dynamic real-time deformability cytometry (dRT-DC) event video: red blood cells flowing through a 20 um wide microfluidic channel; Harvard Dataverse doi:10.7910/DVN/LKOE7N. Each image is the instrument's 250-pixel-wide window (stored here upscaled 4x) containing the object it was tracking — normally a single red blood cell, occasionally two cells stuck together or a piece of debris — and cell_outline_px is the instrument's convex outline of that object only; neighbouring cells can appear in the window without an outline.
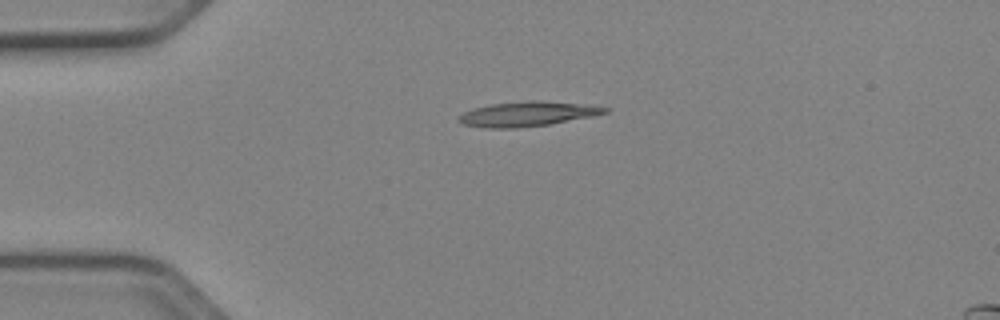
{"species": "Egyptian fruit bat (a non-hibernating species)", "species_latin": "Rousettus aegyptiacus", "temperature_condition": "cold", "stored_images_in_passage": 40, "camera_frame_rate_fps": 3000, "um_per_image_px": 0.085, "animal": {"sex": "female"}, "frame": {"image": 1, "passage_image": 1, "time_ms": 0.0, "image_size_px": [1000, 320], "cell_outline_px": [[608, 112], [592, 116], [548, 124], [516, 128], [484, 128], [464, 124], [456, 120], [456, 116], [472, 108], [492, 104], [528, 100], [540, 100], [588, 104], [608, 108]], "centroid_in_image_um": [44.79, 9.67], "position_along_channel_um": 40.2, "area_um2": 21.15}}
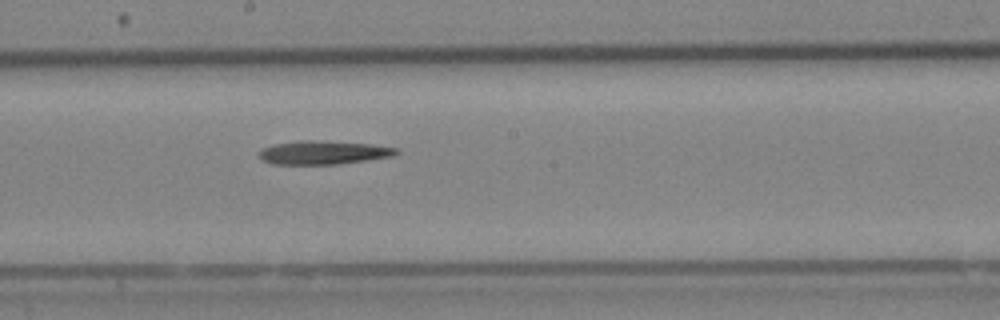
{"frame": {"image": 2, "passage_image": 17, "time_ms": 5.333, "image_size_px": [1000, 320], "cell_outline_px": [[400, 152], [392, 156], [368, 160], [336, 164], [272, 164], [264, 160], [256, 152], [272, 144], [300, 140], [312, 140], [372, 144], [400, 148]], "centroid_in_image_um": [27.5, 12.96], "position_along_channel_um": 220.7, "area_um2": 18.9}}
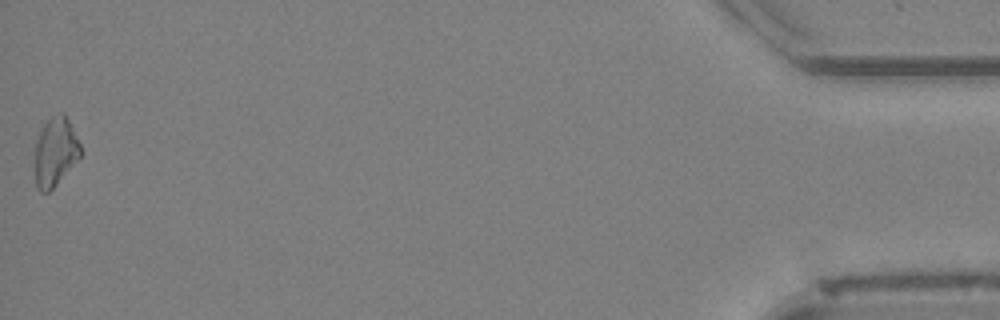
{"frame": {"image": 3, "passage_image": 40, "time_ms": 13.0, "image_size_px": [1000, 320], "cell_outline_px": [[80, 156], [56, 184], [48, 192], [40, 192], [36, 188], [36, 140], [40, 128], [52, 116], [60, 112], [64, 112], [80, 144]], "centroid_in_image_um": [4.68, 12.88], "position_along_channel_um": 430.5, "area_um2": 17.86}}